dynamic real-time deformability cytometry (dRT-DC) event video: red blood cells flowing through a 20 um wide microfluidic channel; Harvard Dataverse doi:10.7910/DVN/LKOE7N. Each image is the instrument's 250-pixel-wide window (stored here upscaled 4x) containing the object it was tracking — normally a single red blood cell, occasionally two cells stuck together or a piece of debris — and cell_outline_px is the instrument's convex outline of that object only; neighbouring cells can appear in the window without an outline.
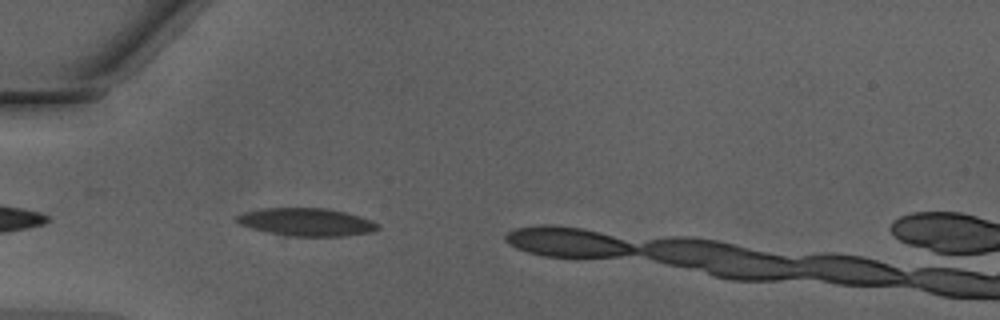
{"species": "Egyptian fruit bat (a non-hibernating species)", "species_latin": "Rousettus aegyptiacus", "temperature_condition": "warm", "stored_images_in_passage": 6, "camera_frame_rate_fps": 3000, "um_per_image_px": 0.085, "animal": {"sex": "male"}, "frame": {"image": 1, "passage_image": 3, "time_ms": 0.667, "image_size_px": [1000, 320], "cell_outline_px": [[380, 228], [372, 232], [348, 236], [288, 236], [268, 232], [252, 228], [240, 224], [236, 220], [236, 216], [244, 212], [264, 208], [328, 208], [344, 212], [372, 220], [380, 224]], "centroid_in_image_um": [26.09, 18.88], "position_along_channel_um": 58.9, "area_um2": 22.89}}